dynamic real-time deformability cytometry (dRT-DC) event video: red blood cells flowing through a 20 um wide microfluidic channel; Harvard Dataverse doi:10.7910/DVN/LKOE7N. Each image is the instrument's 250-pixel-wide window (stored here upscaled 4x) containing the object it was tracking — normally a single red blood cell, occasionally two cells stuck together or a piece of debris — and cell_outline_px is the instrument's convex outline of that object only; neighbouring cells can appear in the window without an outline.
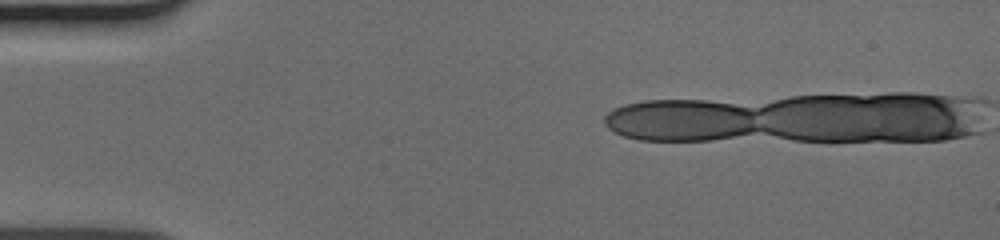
{"species": "human", "species_latin": "Homo sapiens", "temperature_condition": "cold", "stored_images_in_passage": 7, "camera_frame_rate_fps": 3000, "um_per_image_px": 0.085, "donor": {"sex": "male"}, "frame": {"image": 1, "passage_image": 1, "time_ms": 0.0, "image_size_px": [1000, 240], "cell_outline_px": [[752, 128], [740, 132], [724, 136], [692, 140], [660, 140], [640, 104], [720, 104], [740, 108], [748, 112]], "centroid_in_image_um": [59.15, 10.26], "position_along_channel_um": 25.8, "area_um2": 23.41}}